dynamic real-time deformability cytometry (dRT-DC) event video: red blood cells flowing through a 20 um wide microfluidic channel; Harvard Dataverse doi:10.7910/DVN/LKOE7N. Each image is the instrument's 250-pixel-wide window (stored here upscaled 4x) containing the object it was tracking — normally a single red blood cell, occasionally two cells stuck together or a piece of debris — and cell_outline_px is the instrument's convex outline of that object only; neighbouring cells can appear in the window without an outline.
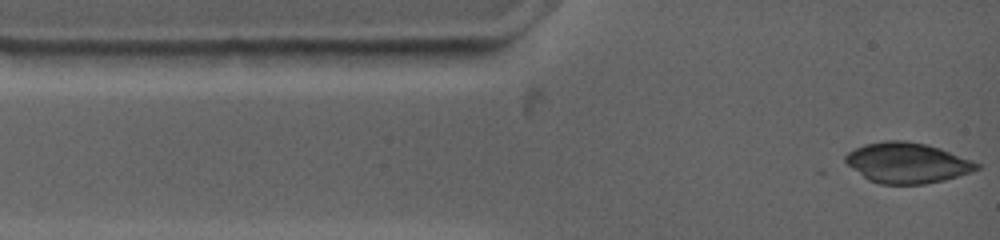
{"species": "common noctule bat (a hibernating species)", "species_latin": "Nyctalus noctula", "temperature_condition": "warm", "stored_images_in_passage": 42, "camera_frame_rate_fps": 4500, "um_per_image_px": 0.085, "animal": {"sex": "female", "body_mass_g": 19.0, "forearm_length_mm": 53.3}, "frame": {"image": 1, "passage_image": 1, "time_ms": 0.0, "image_size_px": [1000, 240], "cell_outline_px": [[980, 168], [944, 180], [924, 184], [880, 184], [868, 180], [848, 164], [844, 160], [844, 156], [848, 152], [856, 148], [868, 144], [888, 140], [900, 140], [924, 144], [940, 148], [980, 164]], "centroid_in_image_um": [77.09, 13.85], "position_along_channel_um": 7.9, "area_um2": 30.35}}
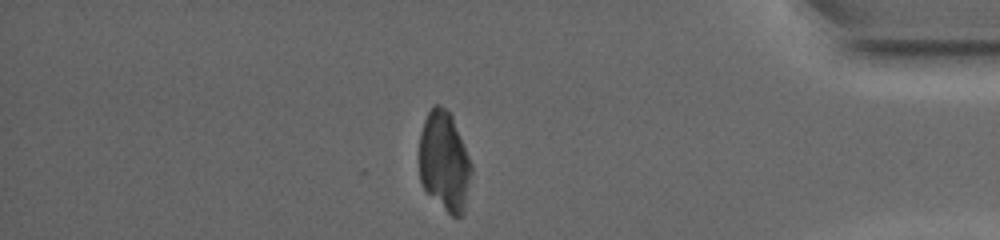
{"frame": {"image": 2, "passage_image": 42, "time_ms": 12.444, "image_size_px": [1000, 240], "cell_outline_px": [[472, 172], [464, 216], [452, 216], [424, 188], [420, 180], [420, 132], [424, 120], [432, 104], [440, 104], [452, 116], [472, 164]], "centroid_in_image_um": [37.79, 13.72], "position_along_channel_um": 397.4, "area_um2": 30.23}}